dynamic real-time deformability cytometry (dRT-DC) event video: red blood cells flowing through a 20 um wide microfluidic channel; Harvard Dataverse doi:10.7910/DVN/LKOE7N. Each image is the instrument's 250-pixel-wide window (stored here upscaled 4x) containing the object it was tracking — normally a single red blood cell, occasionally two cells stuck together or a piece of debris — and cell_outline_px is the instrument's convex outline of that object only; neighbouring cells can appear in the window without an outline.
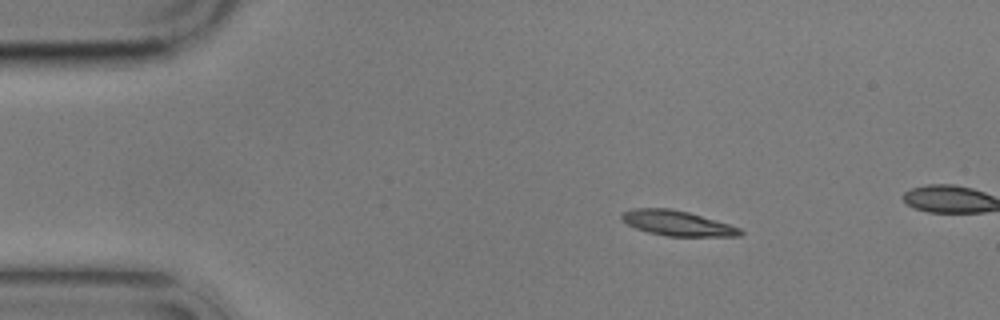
{"species": "common noctule bat (a hibernating species)", "species_latin": "Nyctalus noctula", "temperature_condition": "cold", "stored_images_in_passage": 4, "camera_frame_rate_fps": 3000, "um_per_image_px": 0.085, "animal": {"sex": "male", "body_mass_g": 17.9}, "frame": {"image": 1, "passage_image": 2, "time_ms": 1.333, "image_size_px": [1000, 320], "cell_outline_px": [[744, 232], [740, 236], [668, 236], [648, 232], [636, 228], [628, 224], [620, 216], [620, 212], [632, 208], [672, 208], [688, 212], [728, 224], [740, 228]], "centroid_in_image_um": [57.54, 18.96], "position_along_channel_um": 27.5, "area_um2": 17.22}}